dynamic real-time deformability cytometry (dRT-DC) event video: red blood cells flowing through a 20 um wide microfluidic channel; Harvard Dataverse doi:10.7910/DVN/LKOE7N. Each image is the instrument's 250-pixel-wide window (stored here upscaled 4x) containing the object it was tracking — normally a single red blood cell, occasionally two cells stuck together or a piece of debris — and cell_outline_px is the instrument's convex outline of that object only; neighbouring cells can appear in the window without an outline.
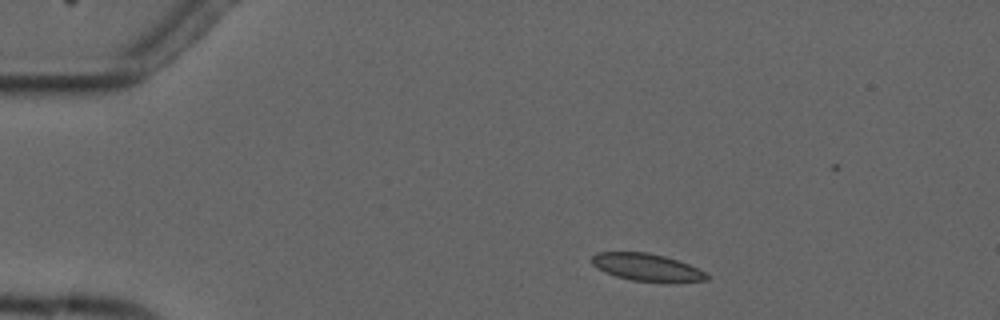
{"species": "common noctule bat (a hibernating species)", "species_latin": "Nyctalus noctula", "temperature_condition": "cold", "stored_images_in_passage": 7, "camera_frame_rate_fps": 3000, "um_per_image_px": 0.085, "animal": {"sex": "male", "forearm_length_mm": 52.5}, "frame": {"image": 1, "passage_image": 2, "time_ms": 1.0, "image_size_px": [1000, 320], "cell_outline_px": [[708, 280], [632, 280], [616, 276], [604, 272], [596, 268], [588, 260], [596, 252], [648, 252], [664, 256], [688, 264], [704, 272], [708, 276]], "centroid_in_image_um": [54.83, 22.67], "position_along_channel_um": 30.2, "area_um2": 17.69}}
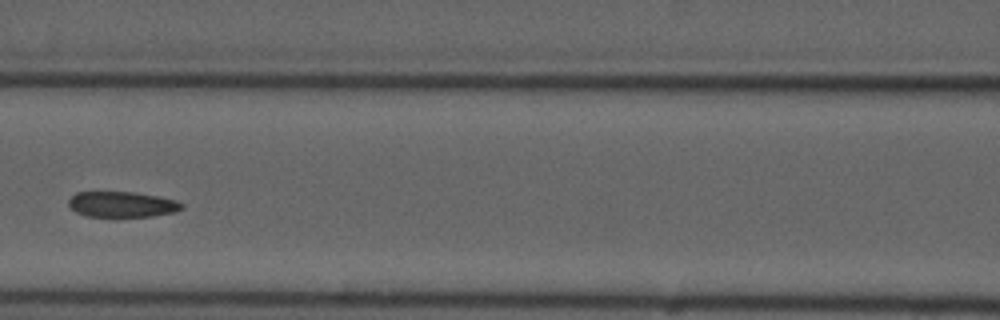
{"frame": {"image": 2, "passage_image": 6, "time_ms": 6.0, "image_size_px": [1000, 320], "cell_outline_px": [[184, 208], [176, 212], [152, 216], [88, 216], [76, 212], [68, 204], [68, 200], [76, 192], [132, 192], [156, 196], [176, 200], [184, 204]], "centroid_in_image_um": [10.4, 17.37], "position_along_channel_um": 156.2, "area_um2": 16.76}}
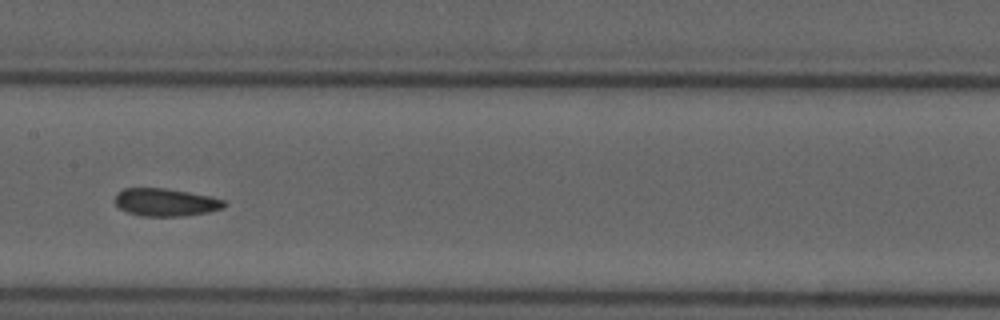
{"frame": {"image": 3, "passage_image": 7, "time_ms": 7.0, "image_size_px": [1000, 320], "cell_outline_px": [[228, 204], [224, 208], [208, 212], [184, 216], [140, 216], [128, 212], [120, 208], [116, 204], [116, 192], [124, 188], [164, 188], [188, 192], [208, 196], [224, 200]], "centroid_in_image_um": [14.09, 17.2], "position_along_channel_um": 193.3, "area_um2": 17.63}}